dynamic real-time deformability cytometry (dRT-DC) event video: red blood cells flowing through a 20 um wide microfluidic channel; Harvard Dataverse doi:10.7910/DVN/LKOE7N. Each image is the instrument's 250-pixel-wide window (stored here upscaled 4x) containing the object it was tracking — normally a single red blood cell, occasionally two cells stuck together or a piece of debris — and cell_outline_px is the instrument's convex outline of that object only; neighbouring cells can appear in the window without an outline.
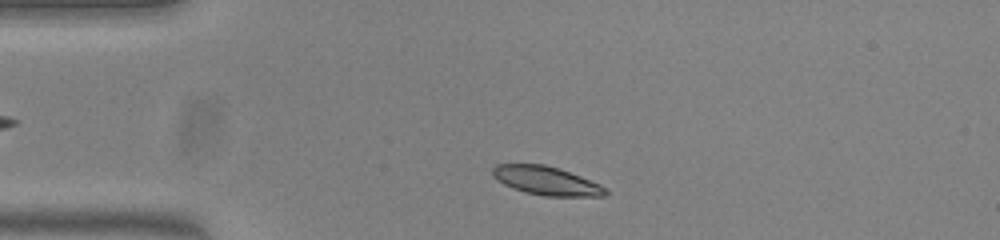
{"species": "common noctule bat (a hibernating species)", "species_latin": "Nyctalus noctula", "temperature_condition": "warm", "stored_images_in_passage": 46, "camera_frame_rate_fps": 3000, "um_per_image_px": 0.085, "animal": {"sex": "female", "body_mass_g": 23.0, "forearm_length_mm": 53.4}, "frame": {"image": 1, "passage_image": 4, "time_ms": 1.0, "image_size_px": [1000, 240], "cell_outline_px": [[608, 196], [544, 196], [524, 192], [512, 188], [496, 180], [492, 176], [492, 168], [496, 164], [544, 164], [580, 176], [600, 184], [608, 188]], "centroid_in_image_um": [46.43, 15.37], "position_along_channel_um": 38.6, "area_um2": 18.9}}
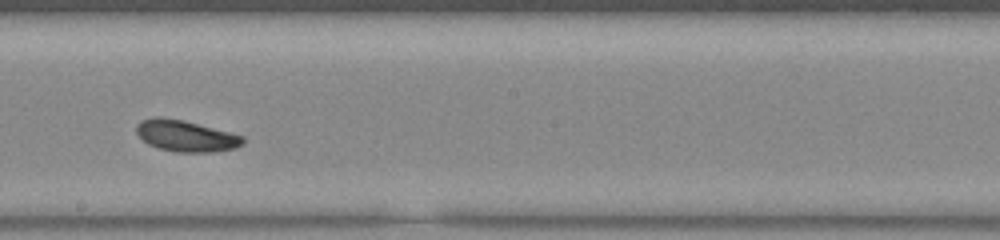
{"frame": {"image": 2, "passage_image": 22, "time_ms": 7.0, "image_size_px": [1000, 240], "cell_outline_px": [[244, 144], [236, 148], [216, 152], [176, 152], [160, 148], [148, 144], [136, 132], [136, 124], [140, 120], [156, 116], [160, 116], [184, 120], [244, 136]], "centroid_in_image_um": [15.8, 11.54], "position_along_channel_um": 232.4, "area_um2": 19.54}}
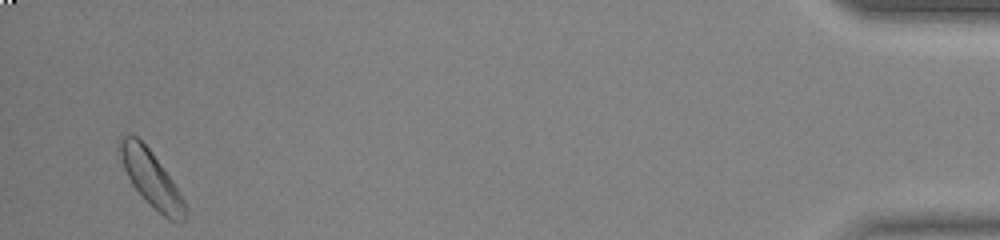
{"frame": {"image": 3, "passage_image": 44, "time_ms": 14.333, "image_size_px": [1000, 240], "cell_outline_px": [[184, 220], [168, 220], [132, 184], [124, 168], [120, 156], [120, 136], [136, 136], [148, 148], [172, 180], [180, 192], [184, 200]], "centroid_in_image_um": [12.84, 15.15], "position_along_channel_um": 422.4, "area_um2": 19.94}}